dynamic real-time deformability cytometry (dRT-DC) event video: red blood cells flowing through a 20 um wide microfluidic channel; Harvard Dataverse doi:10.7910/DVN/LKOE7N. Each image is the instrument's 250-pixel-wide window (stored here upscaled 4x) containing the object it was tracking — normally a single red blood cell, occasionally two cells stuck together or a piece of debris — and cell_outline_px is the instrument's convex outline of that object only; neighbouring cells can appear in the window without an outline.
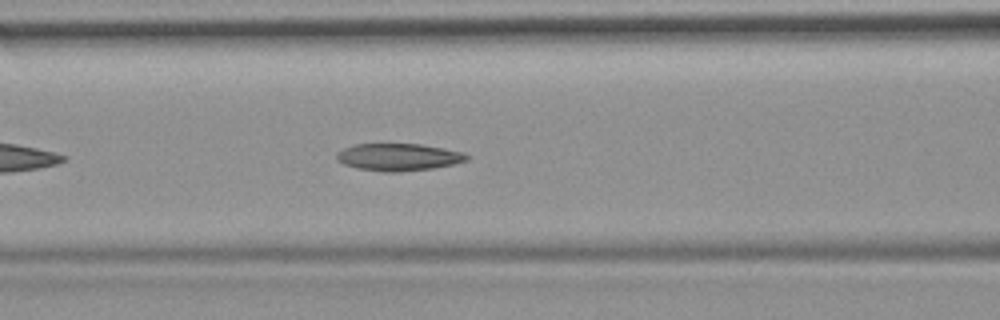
{"species": "common noctule bat (a hibernating species)", "species_latin": "Nyctalus noctula", "temperature_condition": "room temperature", "stored_images_in_passage": 34, "camera_frame_rate_fps": 3000, "um_per_image_px": 0.085, "animal": {"sex": "female", "body_mass_g": 19.9}, "frame": {"image": 1, "passage_image": 10, "time_ms": 3.0, "image_size_px": [1000, 320], "cell_outline_px": [[472, 156], [468, 160], [452, 164], [432, 168], [396, 172], [384, 172], [356, 168], [344, 164], [336, 160], [336, 152], [344, 148], [356, 144], [420, 144], [444, 148], [464, 152]], "centroid_in_image_um": [33.87, 13.35], "position_along_channel_um": 132.7, "area_um2": 20.75}, "authors_computed_cell_mechanics": {"area_um2": 20.9236, "velocity_mm_per_s": 3.7577, "shape_relaxation_time_tau1_ms": null, "shape_relaxation_time_tau2_ms": 3.981, "deformation_change_tau1": null, "deformation_change_tau2": 0.1114}}